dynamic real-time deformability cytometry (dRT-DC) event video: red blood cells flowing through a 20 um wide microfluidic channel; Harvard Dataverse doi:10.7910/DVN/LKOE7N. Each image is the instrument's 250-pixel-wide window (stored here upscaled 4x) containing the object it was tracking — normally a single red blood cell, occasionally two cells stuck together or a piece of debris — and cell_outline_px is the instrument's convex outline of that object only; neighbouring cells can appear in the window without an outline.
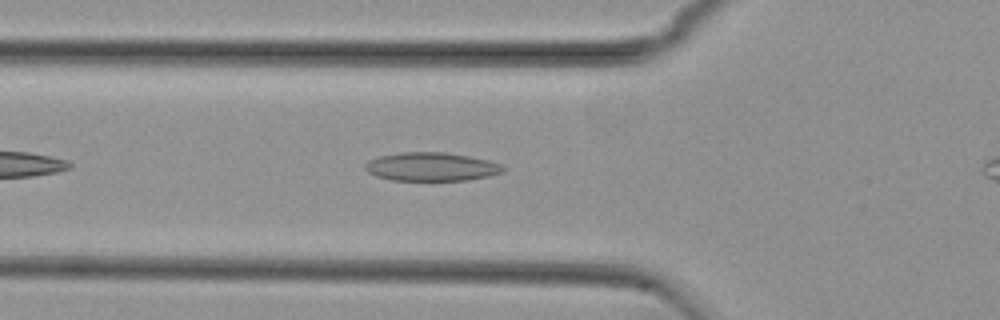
{"species": "common noctule bat (a hibernating species)", "species_latin": "Nyctalus noctula", "temperature_condition": "cold", "stored_images_in_passage": 35, "camera_frame_rate_fps": 3000, "um_per_image_px": 0.085, "animal": {"sex": "female", "body_mass_g": 29.2, "forearm_length_mm": 56.3}, "frame": {"image": 1, "passage_image": 6, "time_ms": 1.667, "image_size_px": [1000, 320], "cell_outline_px": [[504, 172], [488, 176], [468, 180], [392, 180], [376, 176], [368, 172], [364, 168], [364, 164], [368, 160], [380, 156], [400, 152], [444, 152], [468, 156], [488, 160], [500, 164], [504, 168]], "centroid_in_image_um": [36.64, 14.17], "position_along_channel_um": 89.2, "area_um2": 22.89}}
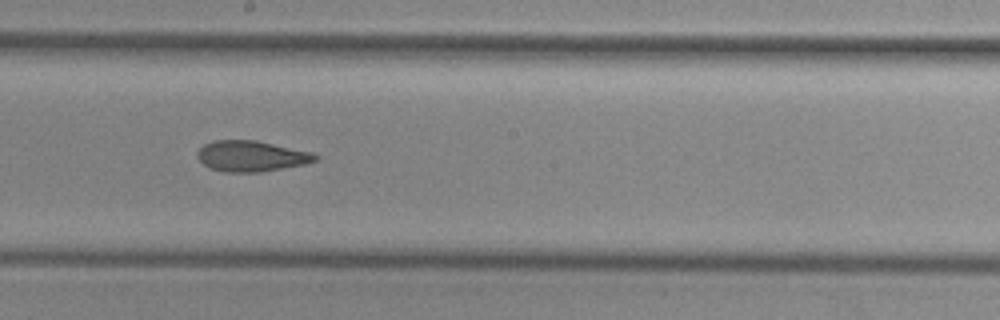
{"frame": {"image": 2, "passage_image": 17, "time_ms": 5.333, "image_size_px": [1000, 320], "cell_outline_px": [[320, 160], [304, 164], [260, 172], [224, 172], [212, 168], [204, 164], [196, 156], [196, 152], [204, 144], [212, 140], [256, 140], [312, 152], [320, 156]], "centroid_in_image_um": [21.38, 13.26], "position_along_channel_um": 226.8, "area_um2": 21.21}}
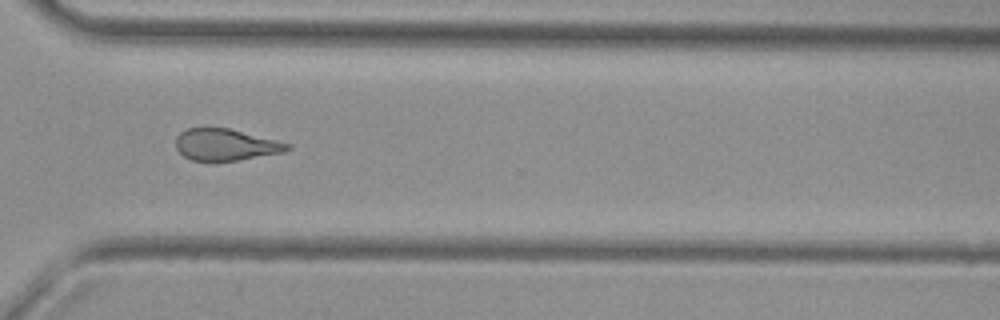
{"frame": {"image": 3, "passage_image": 27, "time_ms": 8.667, "image_size_px": [1000, 320], "cell_outline_px": [[292, 148], [284, 152], [236, 160], [192, 160], [184, 156], [176, 148], [176, 136], [180, 132], [188, 128], [228, 128], [292, 144]], "centroid_in_image_um": [19.19, 12.29], "position_along_channel_um": 351.4, "area_um2": 20.29}, "authors_computed_cell_mechanics": {"area_um2": 21.386, "velocity_mm_per_s": 3.7359, "shape_relaxation_time_tau1_ms": null, "shape_relaxation_time_tau2_ms": 4.5271, "deformation_change_tau1": null, "deformation_change_tau2": 0.1391}}